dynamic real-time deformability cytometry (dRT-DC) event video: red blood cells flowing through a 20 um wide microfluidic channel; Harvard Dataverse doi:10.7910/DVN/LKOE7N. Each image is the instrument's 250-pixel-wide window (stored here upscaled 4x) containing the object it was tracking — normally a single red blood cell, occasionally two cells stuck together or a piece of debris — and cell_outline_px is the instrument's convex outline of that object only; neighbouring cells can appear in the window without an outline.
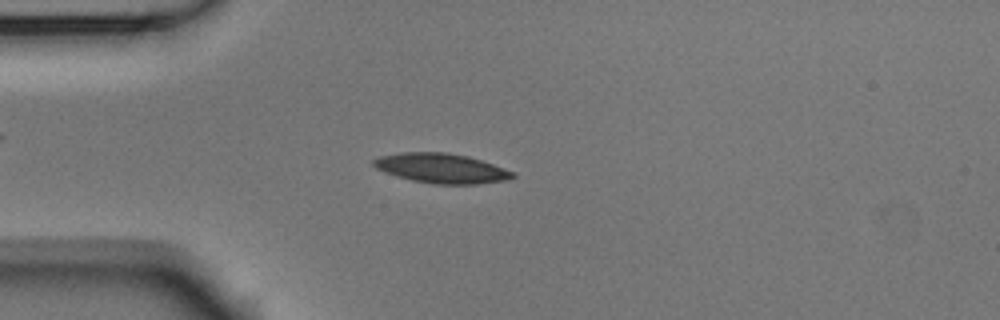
{"species": "Egyptian fruit bat (a non-hibernating species)", "species_latin": "Rousettus aegyptiacus", "temperature_condition": "room temperature", "stored_images_in_passage": 53, "camera_frame_rate_fps": 3000, "um_per_image_px": 0.085, "animal": {"sex": "male"}, "frame": {"image": 1, "passage_image": 13, "time_ms": 4.0, "image_size_px": [1000, 320], "cell_outline_px": [[516, 176], [504, 180], [476, 184], [432, 184], [412, 180], [396, 176], [384, 172], [376, 168], [372, 164], [372, 160], [380, 156], [400, 152], [448, 152], [468, 156], [492, 164], [512, 172]], "centroid_in_image_um": [37.45, 14.3], "position_along_channel_um": 47.6, "area_um2": 23.93}}
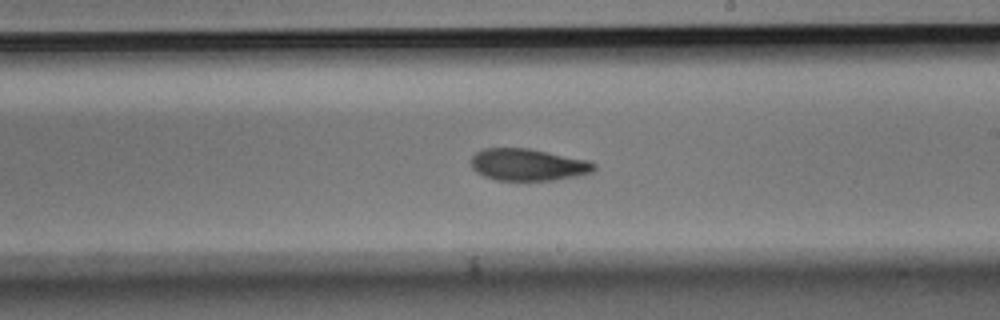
{"frame": {"image": 2, "passage_image": 30, "time_ms": 9.667, "image_size_px": [1000, 320], "cell_outline_px": [[596, 168], [592, 172], [576, 176], [556, 180], [496, 180], [484, 176], [476, 172], [472, 168], [472, 156], [476, 152], [484, 148], [528, 148], [588, 160], [596, 164]], "centroid_in_image_um": [44.88, 14.0], "position_along_channel_um": 244.1, "area_um2": 22.89}}
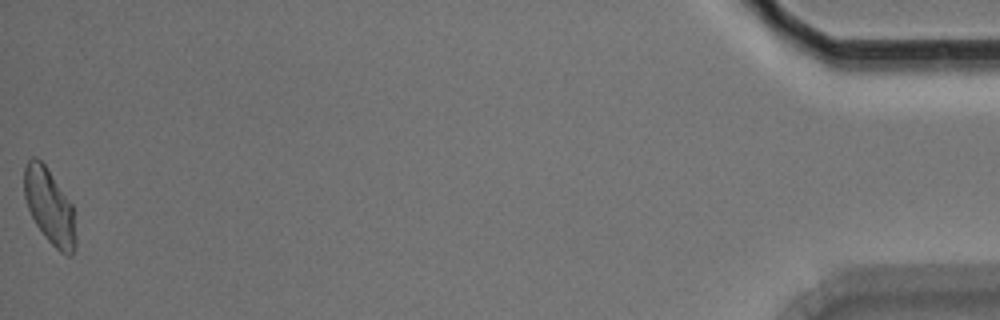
{"frame": {"image": 3, "passage_image": 53, "time_ms": 17.333, "image_size_px": [1000, 320], "cell_outline_px": [[76, 248], [72, 256], [68, 256], [60, 252], [44, 236], [36, 224], [28, 208], [24, 196], [24, 168], [28, 160], [32, 156], [36, 156], [44, 164], [72, 204], [76, 240]], "centroid_in_image_um": [4.21, 17.57], "position_along_channel_um": 431.0, "area_um2": 22.48}, "authors_computed_cell_mechanics": {"area_um2": 23.0044, "velocity_mm_per_s": 3.7053, "shape_relaxation_time_tau1_ms": 5.1646, "shape_relaxation_time_tau2_ms": 5.9266, "deformation_change_tau1": 0.1415, "deformation_change_tau2": 0.1336}}